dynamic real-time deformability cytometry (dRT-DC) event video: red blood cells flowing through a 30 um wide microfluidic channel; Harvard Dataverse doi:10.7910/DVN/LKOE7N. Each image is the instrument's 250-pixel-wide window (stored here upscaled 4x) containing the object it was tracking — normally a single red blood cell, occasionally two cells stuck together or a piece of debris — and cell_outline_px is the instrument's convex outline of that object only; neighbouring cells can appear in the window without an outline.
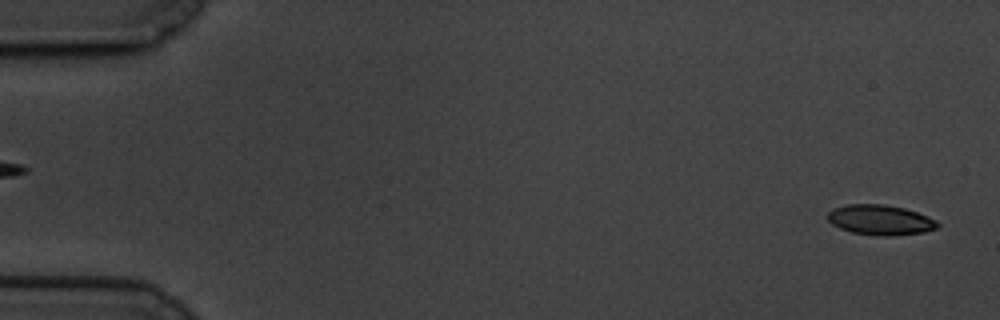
{"species": "common noctule bat (a hibernating species)", "species_latin": "Nyctalus noctula", "temperature_condition": "cold", "stored_images_in_passage": 60, "camera_frame_rate_fps": 3000, "um_per_image_px": 0.085, "animal": {"sex": "male", "body_mass_g": 19.5, "forearm_length_mm": 54.6}, "frame": {"image": 1, "passage_image": 2, "time_ms": 0.333, "image_size_px": [1000, 320], "cell_outline_px": [[940, 224], [936, 228], [924, 232], [888, 236], [876, 236], [852, 232], [840, 228], [832, 224], [828, 220], [828, 212], [832, 208], [848, 204], [884, 204], [904, 208], [916, 212], [936, 220]], "centroid_in_image_um": [74.8, 18.69], "position_along_channel_um": 10.2, "area_um2": 19.25}}
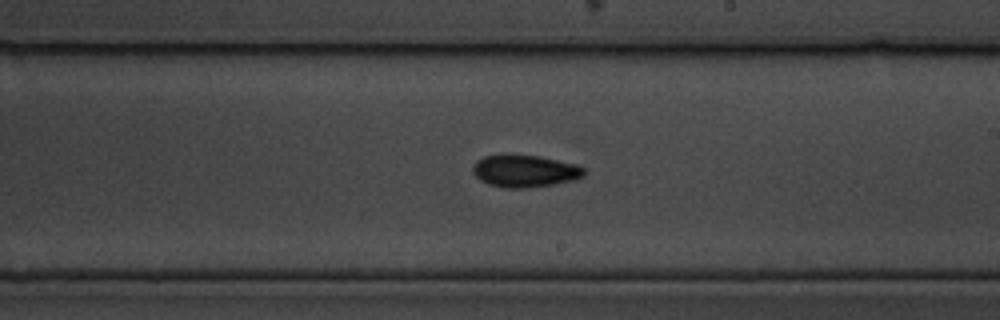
{"frame": {"image": 2, "passage_image": 35, "time_ms": 11.333, "image_size_px": [1000, 320], "cell_outline_px": [[588, 172], [584, 176], [576, 180], [552, 184], [524, 188], [504, 188], [488, 184], [480, 180], [472, 172], [472, 168], [476, 160], [484, 156], [540, 156], [576, 164], [584, 168]], "centroid_in_image_um": [44.64, 14.56], "position_along_channel_um": 244.4, "area_um2": 20.75}}
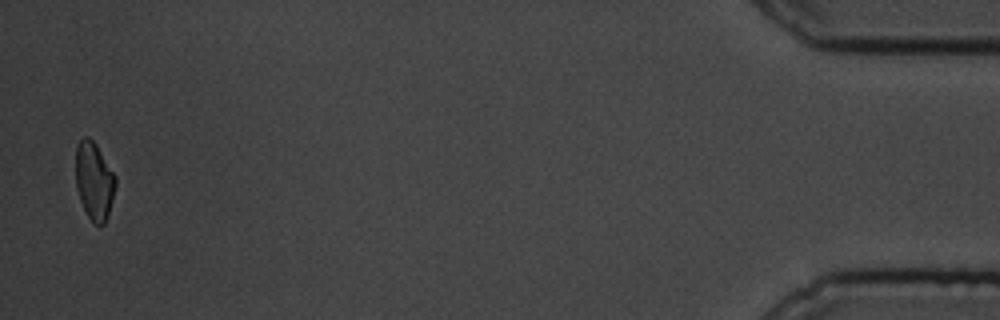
{"frame": {"image": 3, "passage_image": 59, "time_ms": 19.333, "image_size_px": [1000, 320], "cell_outline_px": [[116, 184], [112, 200], [104, 224], [96, 224], [88, 216], [80, 200], [76, 188], [76, 148], [80, 140], [84, 136], [88, 136], [96, 144], [116, 176]], "centroid_in_image_um": [8.0, 15.34], "position_along_channel_um": 427.2, "area_um2": 17.8}, "authors_computed_cell_mechanics": {"area_um2": 19.6231, "velocity_mm_per_s": 3.3505, "shape_relaxation_time_tau1_ms": 3.7614, "shape_relaxation_time_tau2_ms": 10.3927, "deformation_change_tau1": 0.0989, "deformation_change_tau2": 0.1645}}